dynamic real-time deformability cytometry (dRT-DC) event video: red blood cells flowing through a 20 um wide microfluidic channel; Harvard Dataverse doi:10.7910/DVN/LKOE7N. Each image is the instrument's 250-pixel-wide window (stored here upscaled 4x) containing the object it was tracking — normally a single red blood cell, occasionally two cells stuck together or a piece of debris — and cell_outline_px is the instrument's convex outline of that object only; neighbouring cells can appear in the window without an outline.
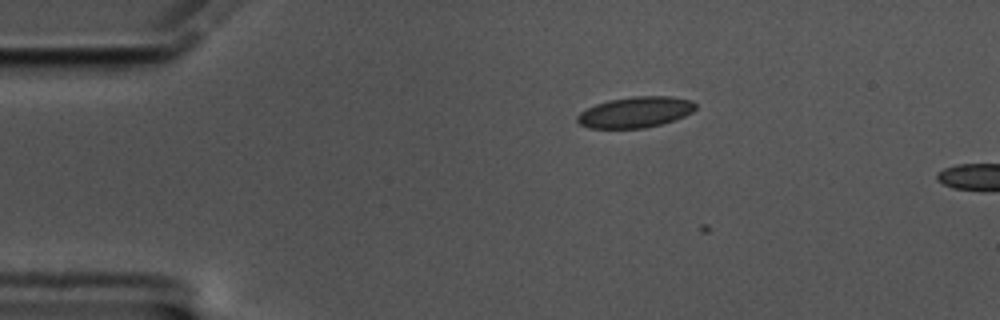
{"species": "common noctule bat (a hibernating species)", "species_latin": "Nyctalus noctula", "temperature_condition": "cold", "stored_images_in_passage": 3, "camera_frame_rate_fps": 3000, "um_per_image_px": 0.085, "animal": {"sex": "male", "body_mass_g": 17.5, "forearm_length_mm": 52.3}, "frame": {"image": 1, "passage_image": 2, "time_ms": 0.333, "image_size_px": [1000, 320], "cell_outline_px": [[696, 108], [692, 112], [676, 120], [644, 128], [588, 128], [580, 124], [576, 120], [576, 116], [580, 112], [596, 104], [608, 100], [636, 96], [672, 96], [692, 100], [696, 104]], "centroid_in_image_um": [54.02, 9.53], "position_along_channel_um": 31.0, "area_um2": 21.33}}